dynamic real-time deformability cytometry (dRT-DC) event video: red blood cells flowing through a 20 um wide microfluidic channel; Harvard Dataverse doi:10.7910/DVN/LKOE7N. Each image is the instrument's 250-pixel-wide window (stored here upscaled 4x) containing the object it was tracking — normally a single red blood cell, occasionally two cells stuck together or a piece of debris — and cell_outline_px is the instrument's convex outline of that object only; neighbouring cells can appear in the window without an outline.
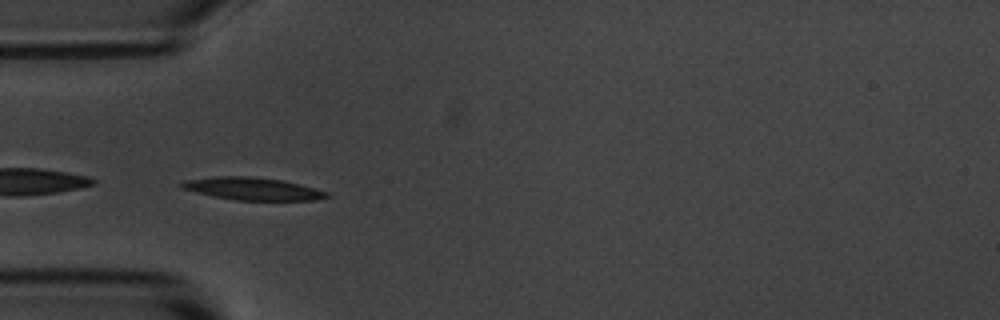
{"species": "common noctule bat (a hibernating species)", "species_latin": "Nyctalus noctula", "temperature_condition": "room temperature", "stored_images_in_passage": 4, "camera_frame_rate_fps": 3000, "um_per_image_px": 0.085, "animal": {"sex": "male", "body_mass_g": 20.1, "forearm_length_mm": 53.5}, "frame": {"image": 1, "passage_image": 3, "time_ms": 3.0, "image_size_px": [1000, 320], "cell_outline_px": [[332, 196], [316, 200], [236, 200], [212, 196], [180, 188], [176, 184], [184, 180], [216, 176], [252, 176], [280, 180], [328, 192]], "centroid_in_image_um": [21.39, 16.04], "position_along_channel_um": 63.6, "area_um2": 19.02}}